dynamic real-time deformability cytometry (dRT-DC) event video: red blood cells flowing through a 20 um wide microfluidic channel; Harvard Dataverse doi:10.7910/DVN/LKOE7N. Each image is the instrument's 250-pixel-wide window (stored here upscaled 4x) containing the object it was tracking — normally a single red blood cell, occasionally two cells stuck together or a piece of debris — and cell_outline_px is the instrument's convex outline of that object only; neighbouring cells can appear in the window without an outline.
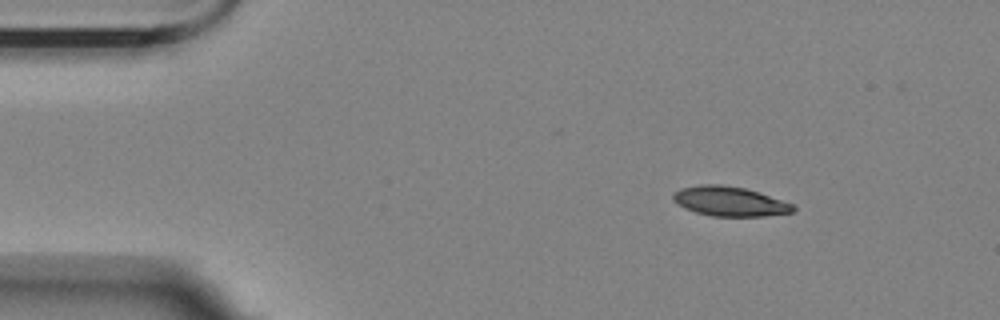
{"species": "Egyptian fruit bat (a non-hibernating species)", "species_latin": "Rousettus aegyptiacus", "temperature_condition": "room temperature", "stored_images_in_passage": 9, "camera_frame_rate_fps": 3000, "um_per_image_px": 0.085, "animal": {"sex": "female"}, "frame": {"image": 1, "passage_image": 1, "time_ms": 0.0, "image_size_px": [1000, 320], "cell_outline_px": [[796, 208], [792, 212], [764, 216], [712, 216], [696, 212], [684, 208], [676, 204], [672, 200], [672, 196], [680, 188], [700, 184], [720, 184], [744, 188], [796, 204]], "centroid_in_image_um": [62.01, 17.11], "position_along_channel_um": 23.0, "area_um2": 20.75}}